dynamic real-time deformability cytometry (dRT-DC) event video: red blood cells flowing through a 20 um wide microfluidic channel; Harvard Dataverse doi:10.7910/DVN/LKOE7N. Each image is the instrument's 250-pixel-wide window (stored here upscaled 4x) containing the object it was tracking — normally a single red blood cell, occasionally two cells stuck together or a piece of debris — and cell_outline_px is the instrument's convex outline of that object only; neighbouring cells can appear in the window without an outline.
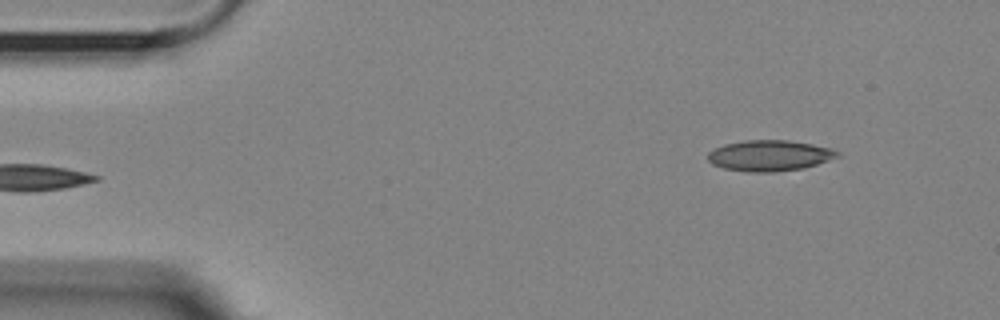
{"species": "Egyptian fruit bat (a non-hibernating species)", "species_latin": "Rousettus aegyptiacus", "temperature_condition": "room temperature", "stored_images_in_passage": 2, "camera_frame_rate_fps": 3000, "um_per_image_px": 0.085, "animal": {"sex": "female"}, "frame": {"image": 1, "passage_image": 2, "time_ms": 2.0, "image_size_px": [1000, 320], "cell_outline_px": [[840, 156], [804, 168], [772, 172], [748, 172], [724, 168], [712, 164], [708, 160], [708, 152], [724, 144], [744, 140], [788, 140], [836, 148], [840, 152]], "centroid_in_image_um": [65.44, 13.22], "position_along_channel_um": 19.6, "area_um2": 23.41}}